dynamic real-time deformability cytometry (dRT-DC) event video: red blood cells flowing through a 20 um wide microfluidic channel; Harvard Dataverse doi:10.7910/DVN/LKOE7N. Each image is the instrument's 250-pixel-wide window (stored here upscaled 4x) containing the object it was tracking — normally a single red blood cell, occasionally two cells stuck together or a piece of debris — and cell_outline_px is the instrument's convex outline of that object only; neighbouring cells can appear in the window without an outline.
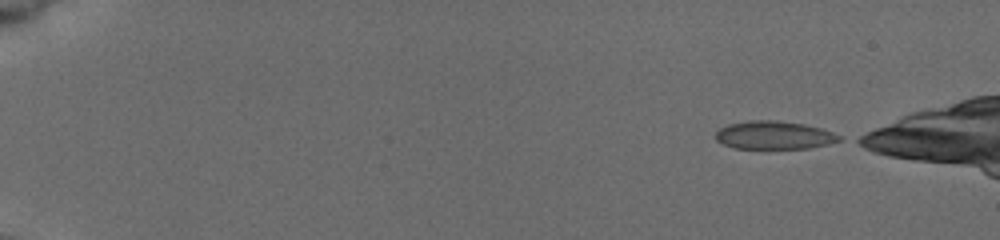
{"species": "common noctule bat (a hibernating species)", "species_latin": "Nyctalus noctula", "temperature_condition": "cold", "stored_images_in_passage": 18, "camera_frame_rate_fps": 3000, "um_per_image_px": 0.085, "animal": {"sex": "female", "body_mass_g": 19.5, "forearm_length_mm": 54.1}, "frame": {"image": 1, "passage_image": 1, "time_ms": 0.0, "image_size_px": [1000, 240], "cell_outline_px": [[844, 140], [828, 144], [808, 148], [732, 148], [716, 140], [716, 132], [720, 128], [728, 124], [748, 120], [776, 120], [804, 124], [820, 128], [832, 132], [840, 136]], "centroid_in_image_um": [65.79, 11.48], "position_along_channel_um": 19.2, "area_um2": 20.23}}